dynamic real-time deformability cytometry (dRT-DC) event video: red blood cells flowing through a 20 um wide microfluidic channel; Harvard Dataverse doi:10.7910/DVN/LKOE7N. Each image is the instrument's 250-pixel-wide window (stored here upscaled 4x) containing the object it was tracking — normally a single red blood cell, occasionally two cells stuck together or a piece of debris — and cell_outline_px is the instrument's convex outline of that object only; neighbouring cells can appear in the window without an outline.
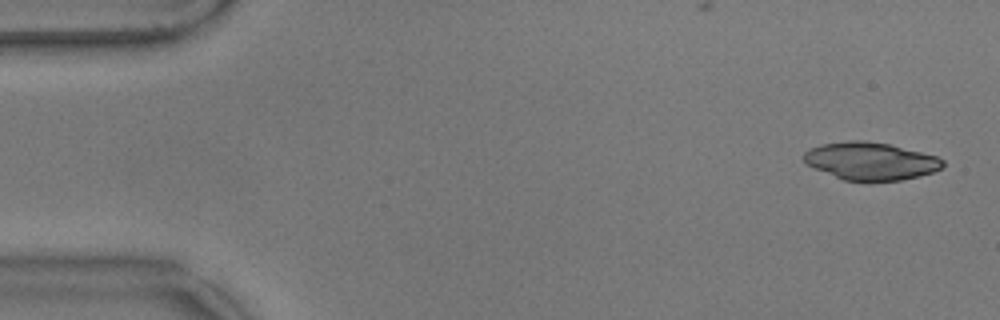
{"species": "common noctule bat (a hibernating species)", "species_latin": "Nyctalus noctula", "temperature_condition": "warm", "stored_images_in_passage": 10, "camera_frame_rate_fps": 3000, "um_per_image_px": 0.085, "animal": {"sex": "male", "body_mass_g": 17.9}, "frame": {"image": 1, "passage_image": 2, "time_ms": 0.333, "image_size_px": [1000, 320], "cell_outline_px": [[944, 164], [940, 168], [932, 172], [920, 176], [900, 180], [844, 180], [804, 164], [804, 152], [808, 148], [820, 144], [848, 140], [860, 140], [888, 144], [936, 156], [944, 160]], "centroid_in_image_um": [73.95, 13.68], "position_along_channel_um": 11.1, "area_um2": 30.23}}